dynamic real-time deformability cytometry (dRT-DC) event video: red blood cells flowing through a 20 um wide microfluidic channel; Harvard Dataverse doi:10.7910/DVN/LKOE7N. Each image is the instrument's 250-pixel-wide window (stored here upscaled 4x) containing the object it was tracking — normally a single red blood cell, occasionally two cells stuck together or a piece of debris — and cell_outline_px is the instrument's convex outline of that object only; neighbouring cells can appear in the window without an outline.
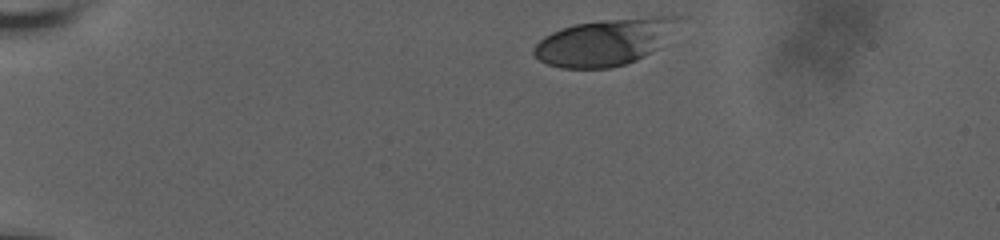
{"species": "human", "species_latin": "Homo sapiens", "temperature_condition": "room temperature", "stored_images_in_passage": 27, "camera_frame_rate_fps": 3000, "um_per_image_px": 0.085, "donor": {"sex": "male"}, "frame": {"image": 1, "passage_image": 1, "time_ms": 0.0, "image_size_px": [1000, 240], "cell_outline_px": [[680, 16], [656, 48], [644, 56], [636, 60], [624, 64], [608, 68], [560, 68], [548, 64], [532, 56], [532, 48], [544, 36], [552, 32], [576, 24], [600, 20], [656, 16]], "centroid_in_image_um": [51.27, 3.59], "position_along_channel_um": 33.7, "area_um2": 38.32}}
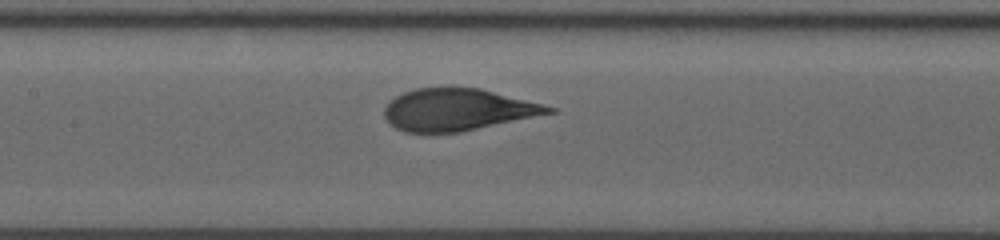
{"frame": {"image": 2, "passage_image": 15, "time_ms": 6.0, "image_size_px": [1000, 240], "cell_outline_px": [[556, 112], [460, 132], [404, 132], [396, 128], [384, 116], [384, 108], [396, 96], [404, 92], [416, 88], [452, 84], [480, 88], [544, 104], [556, 108]], "centroid_in_image_um": [38.9, 9.28], "position_along_channel_um": 168.5, "area_um2": 40.69}}
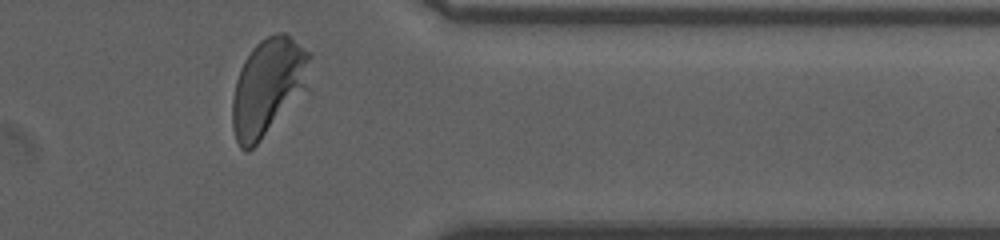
{"frame": {"image": 3, "passage_image": 26, "time_ms": 12.333, "image_size_px": [1000, 240], "cell_outline_px": [[312, 92], [248, 152], [244, 152], [240, 148], [236, 140], [232, 128], [232, 100], [236, 80], [240, 68], [244, 60], [252, 48], [260, 40], [276, 32], [284, 32], [308, 52], [312, 56]], "centroid_in_image_um": [22.89, 7.43], "position_along_channel_um": 388.5, "area_um2": 46.07}, "authors_computed_cell_mechanics": {"area_um2": 41.0958, "velocity_mm_per_s": 3.6045, "shape_relaxation_time_tau1_ms": 3.8263, "shape_relaxation_time_tau2_ms": null, "deformation_change_tau1": 0.1697, "deformation_change_tau2": null}}